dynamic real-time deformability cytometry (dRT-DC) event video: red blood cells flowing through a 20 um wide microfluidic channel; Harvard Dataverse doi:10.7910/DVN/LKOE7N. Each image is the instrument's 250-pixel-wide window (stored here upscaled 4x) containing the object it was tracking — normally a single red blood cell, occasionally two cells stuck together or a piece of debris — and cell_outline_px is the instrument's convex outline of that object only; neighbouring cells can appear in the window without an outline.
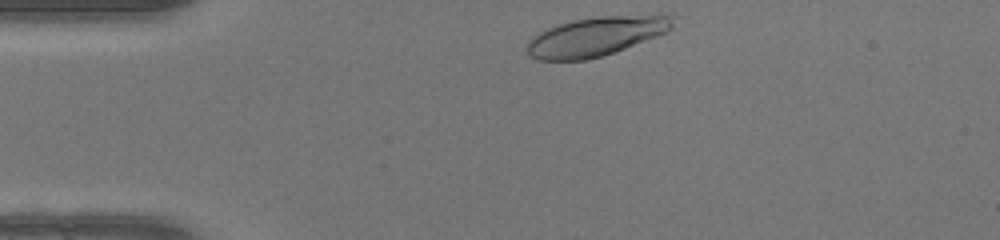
{"species": "human", "species_latin": "Homo sapiens", "temperature_condition": "warm", "stored_images_in_passage": 31, "camera_frame_rate_fps": 3000, "um_per_image_px": 0.085, "donor": {"sex": "female"}, "frame": {"image": 1, "passage_image": 1, "time_ms": 0.0, "image_size_px": [1000, 240], "cell_outline_px": [[676, 16], [672, 28], [668, 32], [604, 56], [588, 60], [536, 60], [524, 48], [528, 40], [536, 32], [556, 24], [572, 20], [596, 16]], "centroid_in_image_um": [50.59, 3.11], "position_along_channel_um": 34.4, "area_um2": 33.47}}
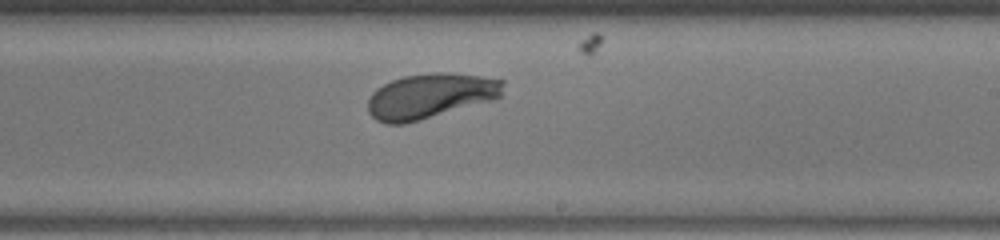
{"frame": {"image": 2, "passage_image": 20, "time_ms": 6.333, "image_size_px": [1000, 240], "cell_outline_px": [[504, 96], [492, 100], [420, 120], [404, 124], [384, 124], [376, 120], [368, 112], [368, 100], [372, 92], [376, 88], [392, 80], [404, 76], [436, 72], [448, 72], [480, 76], [504, 80]], "centroid_in_image_um": [36.58, 8.16], "position_along_channel_um": 252.4, "area_um2": 35.66}}
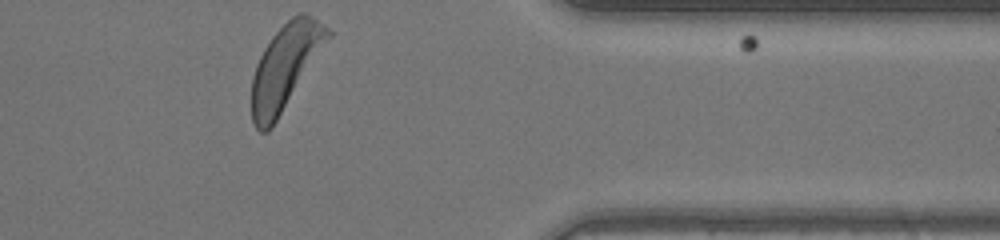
{"frame": {"image": 3, "passage_image": 31, "time_ms": 10.0, "image_size_px": [1000, 240], "cell_outline_px": [[332, 36], [272, 128], [268, 132], [260, 132], [256, 128], [252, 120], [252, 76], [256, 64], [264, 48], [272, 36], [292, 16], [300, 12], [304, 12], [328, 28], [332, 32]], "centroid_in_image_um": [24.25, 5.7], "position_along_channel_um": 387.1, "area_um2": 37.34}, "authors_computed_cell_mechanics": {"area_um2": 35.0846, "velocity_mm_per_s": 4.1864, "shape_relaxation_time_tau1_ms": 1.1271, "shape_relaxation_time_tau2_ms": null, "deformation_change_tau1": 0.1348, "deformation_change_tau2": null}}